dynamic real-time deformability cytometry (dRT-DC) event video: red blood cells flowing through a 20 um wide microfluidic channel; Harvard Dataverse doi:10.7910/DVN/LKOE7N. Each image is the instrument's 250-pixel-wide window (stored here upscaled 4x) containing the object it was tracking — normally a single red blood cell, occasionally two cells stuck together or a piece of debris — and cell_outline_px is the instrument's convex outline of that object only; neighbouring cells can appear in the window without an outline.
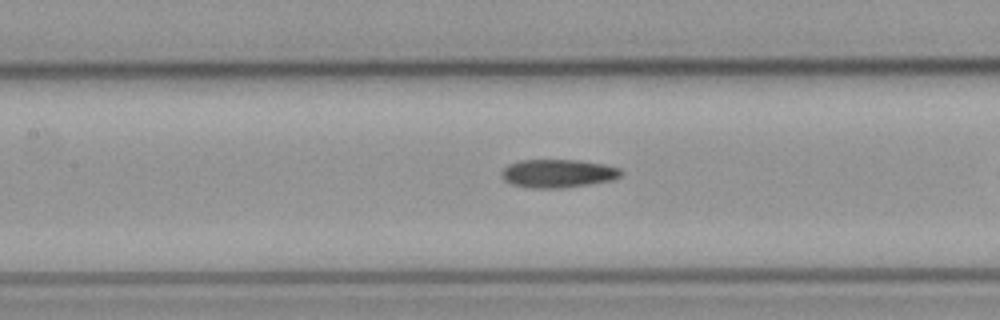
{"species": "common noctule bat (a hibernating species)", "species_latin": "Nyctalus noctula", "temperature_condition": "cold", "stored_images_in_passage": 16, "camera_frame_rate_fps": 3000, "um_per_image_px": 0.085, "animal": {"sex": "male", "body_mass_g": 23.1, "forearm_length_mm": 52.7}, "frame": {"image": 1, "passage_image": 12, "time_ms": 3.667, "image_size_px": [1000, 320], "cell_outline_px": [[624, 172], [620, 176], [612, 180], [588, 184], [560, 188], [532, 188], [512, 184], [504, 180], [504, 168], [508, 164], [520, 160], [580, 160], [604, 164], [620, 168]], "centroid_in_image_um": [47.47, 14.73], "position_along_channel_um": 159.9, "area_um2": 19.54}}